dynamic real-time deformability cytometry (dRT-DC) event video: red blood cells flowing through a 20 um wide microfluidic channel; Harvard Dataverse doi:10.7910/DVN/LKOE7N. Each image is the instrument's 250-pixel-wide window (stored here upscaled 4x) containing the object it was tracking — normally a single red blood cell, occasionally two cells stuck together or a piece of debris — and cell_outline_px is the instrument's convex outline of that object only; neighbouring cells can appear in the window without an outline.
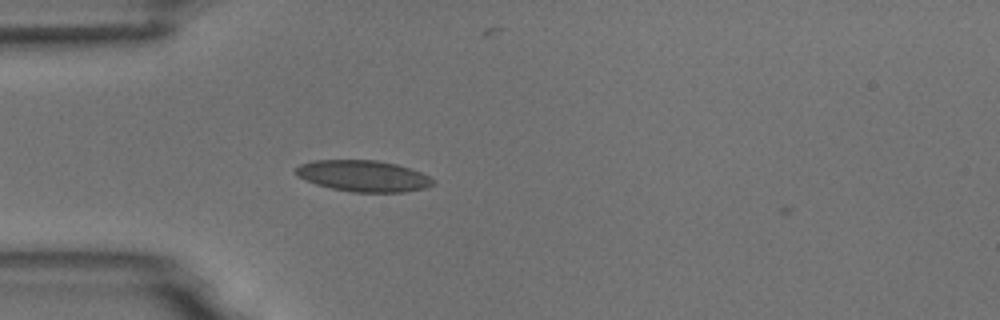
{"species": "common noctule bat (a hibernating species)", "species_latin": "Nyctalus noctula", "temperature_condition": "room temperature", "stored_images_in_passage": 35, "camera_frame_rate_fps": 3000, "um_per_image_px": 0.085, "animal": {"sex": "male", "body_mass_g": 18.8}, "frame": {"image": 1, "passage_image": 1, "time_ms": 0.0, "image_size_px": [1000, 320], "cell_outline_px": [[436, 184], [428, 188], [404, 192], [352, 192], [332, 188], [316, 184], [304, 180], [296, 176], [296, 168], [300, 164], [312, 160], [376, 160], [396, 164], [420, 172], [436, 180]], "centroid_in_image_um": [30.9, 14.96], "position_along_channel_um": 54.1, "area_um2": 25.14}}
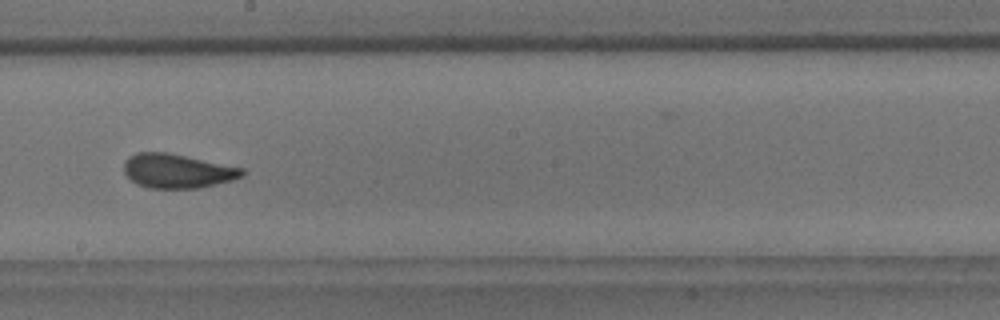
{"frame": {"image": 2, "passage_image": 16, "time_ms": 5.0, "image_size_px": [1000, 320], "cell_outline_px": [[244, 176], [232, 180], [200, 188], [148, 188], [136, 184], [124, 172], [124, 160], [128, 156], [136, 152], [168, 152], [244, 168]], "centroid_in_image_um": [15.06, 14.53], "position_along_channel_um": 233.1, "area_um2": 23.7}, "authors_computed_cell_mechanics": {"area_um2": 23.2356, "velocity_mm_per_s": 3.7042, "shape_relaxation_time_tau1_ms": 7.5428, "shape_relaxation_time_tau2_ms": 0.8007, "deformation_change_tau1": 0.1707, "deformation_change_tau2": 0.0652}}